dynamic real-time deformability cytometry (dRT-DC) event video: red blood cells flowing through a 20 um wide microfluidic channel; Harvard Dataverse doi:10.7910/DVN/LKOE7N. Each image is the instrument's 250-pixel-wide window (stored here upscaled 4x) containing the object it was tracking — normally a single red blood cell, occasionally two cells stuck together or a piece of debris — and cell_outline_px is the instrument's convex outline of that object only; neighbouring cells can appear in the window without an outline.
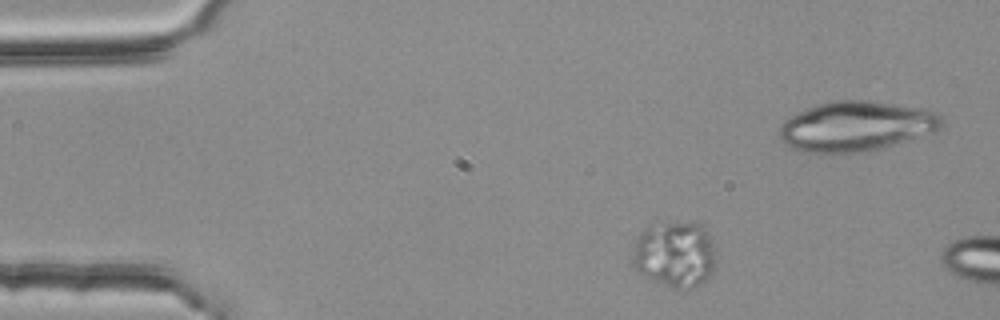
{"species": "common noctule bat (a hibernating species)", "species_latin": "Nyctalus noctula", "temperature_condition": "room temperature", "stored_images_in_passage": 3, "camera_frame_rate_fps": 3000, "um_per_image_px": 0.085, "animal": {"sex": "female", "body_mass_g": 25.1}, "frame": {"image": 1, "passage_image": 1, "time_ms": 0.0, "image_size_px": [1000, 320], "cell_outline_px": [[712, 272], [696, 288], [672, 288], [644, 276], [632, 264], [632, 248], [640, 232], [644, 228], [668, 224], [700, 224], [708, 232], [712, 240]], "centroid_in_image_um": [57.31, 21.65], "position_along_channel_um": 27.7, "area_um2": 31.27}}